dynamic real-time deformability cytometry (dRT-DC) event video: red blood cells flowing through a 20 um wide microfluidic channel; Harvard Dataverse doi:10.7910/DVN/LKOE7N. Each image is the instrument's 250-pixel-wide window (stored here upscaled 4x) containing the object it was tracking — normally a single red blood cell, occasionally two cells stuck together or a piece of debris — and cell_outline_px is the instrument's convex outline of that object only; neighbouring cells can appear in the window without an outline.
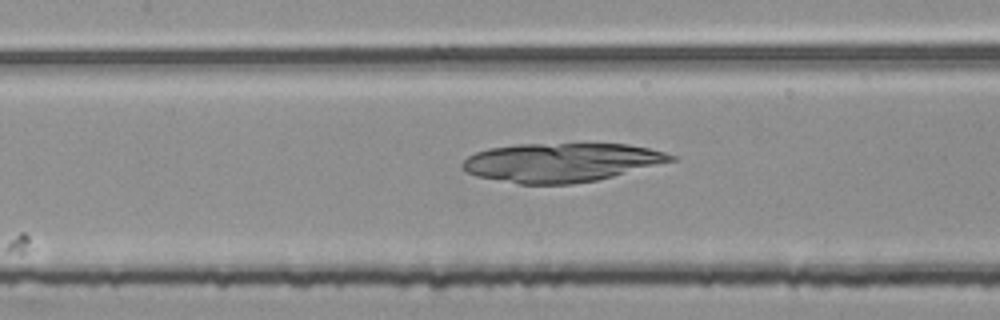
{"species": "common noctule bat (a hibernating species)", "species_latin": "Nyctalus noctula", "temperature_condition": "room temperature", "stored_images_in_passage": 5, "camera_frame_rate_fps": 3000, "um_per_image_px": 0.085, "animal": {"sex": "female", "body_mass_g": 25.1}, "frame": {"image": 1, "passage_image": 5, "time_ms": 1.333, "image_size_px": [1000, 320], "cell_outline_px": [[676, 160], [596, 180], [572, 184], [520, 184], [476, 176], [468, 172], [460, 164], [468, 156], [476, 152], [488, 148], [516, 144], [628, 144], [648, 148], [664, 152], [676, 156]], "centroid_in_image_um": [47.68, 13.8], "position_along_channel_um": 159.7, "area_um2": 46.93}}